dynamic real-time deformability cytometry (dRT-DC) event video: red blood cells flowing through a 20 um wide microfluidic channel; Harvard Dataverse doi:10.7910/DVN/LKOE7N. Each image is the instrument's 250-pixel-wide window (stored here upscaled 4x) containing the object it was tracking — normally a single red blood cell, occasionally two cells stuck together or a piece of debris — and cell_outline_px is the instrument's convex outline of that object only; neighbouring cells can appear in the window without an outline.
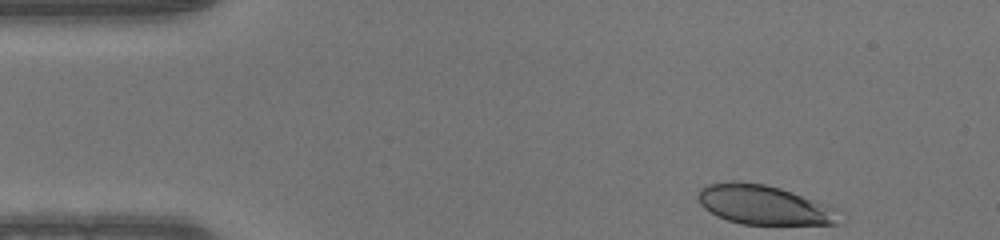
{"species": "human", "species_latin": "Homo sapiens", "temperature_condition": "warm", "stored_images_in_passage": 45, "camera_frame_rate_fps": 3000, "um_per_image_px": 0.085, "donor": {"sex": "male"}, "frame": {"image": 1, "passage_image": 1, "time_ms": 0.0, "image_size_px": [1000, 240], "cell_outline_px": [[836, 224], [740, 224], [716, 216], [704, 208], [700, 204], [696, 196], [700, 188], [708, 184], [732, 180], [736, 180], [764, 184], [780, 188], [792, 192], [832, 208], [836, 220]], "centroid_in_image_um": [64.75, 17.39], "position_along_channel_um": 20.3, "area_um2": 31.79}}
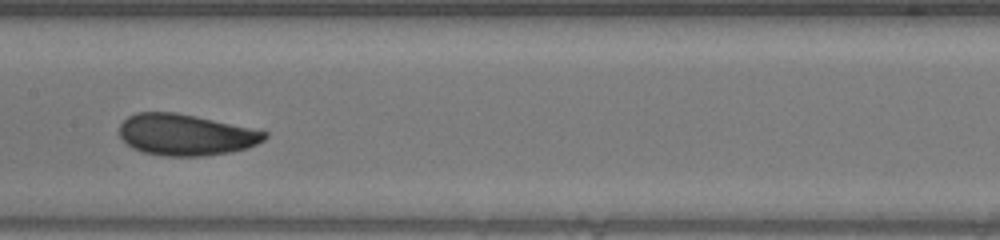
{"frame": {"image": 2, "passage_image": 20, "time_ms": 6.333, "image_size_px": [1000, 240], "cell_outline_px": [[268, 136], [264, 140], [248, 148], [232, 152], [204, 156], [164, 156], [144, 152], [132, 148], [120, 136], [120, 124], [128, 116], [136, 112], [176, 112], [268, 132]], "centroid_in_image_um": [15.78, 11.46], "position_along_channel_um": 191.6, "area_um2": 34.8}}
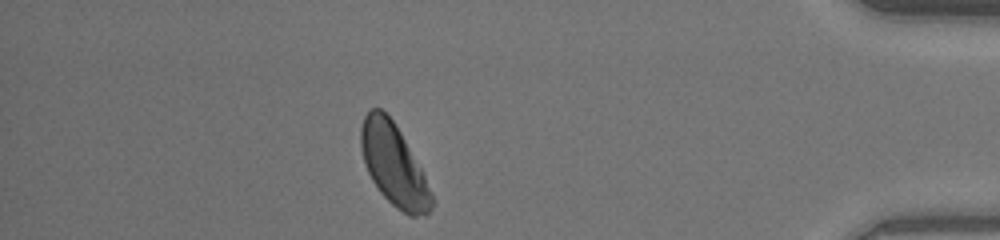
{"frame": {"image": 3, "passage_image": 39, "time_ms": 12.667, "image_size_px": [1000, 240], "cell_outline_px": [[432, 208], [424, 216], [408, 216], [396, 208], [380, 192], [372, 180], [364, 164], [360, 144], [360, 128], [364, 116], [372, 108], [380, 108], [392, 120], [400, 132], [420, 168], [432, 192]], "centroid_in_image_um": [33.45, 14.04], "position_along_channel_um": 401.8, "area_um2": 33.18}}